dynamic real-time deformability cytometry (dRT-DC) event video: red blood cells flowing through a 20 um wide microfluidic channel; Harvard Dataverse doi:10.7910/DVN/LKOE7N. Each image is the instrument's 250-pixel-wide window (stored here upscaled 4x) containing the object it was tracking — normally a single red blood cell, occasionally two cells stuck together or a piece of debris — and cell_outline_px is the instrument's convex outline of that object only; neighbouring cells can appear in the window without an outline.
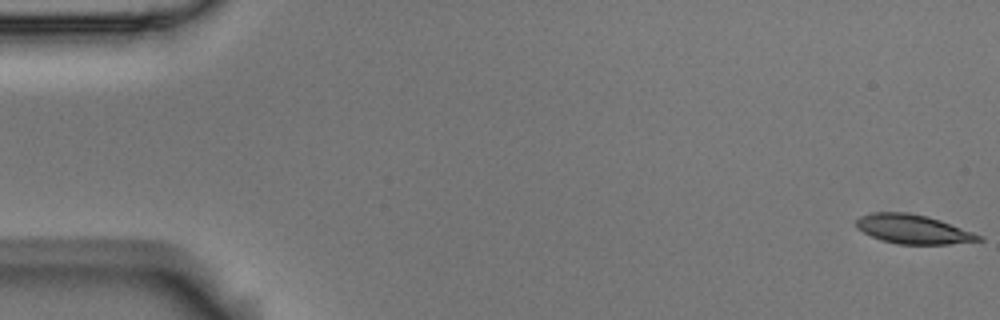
{"species": "Egyptian fruit bat (a non-hibernating species)", "species_latin": "Rousettus aegyptiacus", "temperature_condition": "room temperature", "stored_images_in_passage": 11, "camera_frame_rate_fps": 3000, "um_per_image_px": 0.085, "animal": {"sex": "male"}, "frame": {"image": 1, "passage_image": 1, "time_ms": 0.0, "image_size_px": [1000, 320], "cell_outline_px": [[984, 240], [948, 244], [900, 244], [880, 240], [856, 228], [856, 220], [860, 216], [872, 212], [908, 212], [928, 216], [940, 220], [984, 236]], "centroid_in_image_um": [77.62, 19.47], "position_along_channel_um": 7.4, "area_um2": 20.81}}